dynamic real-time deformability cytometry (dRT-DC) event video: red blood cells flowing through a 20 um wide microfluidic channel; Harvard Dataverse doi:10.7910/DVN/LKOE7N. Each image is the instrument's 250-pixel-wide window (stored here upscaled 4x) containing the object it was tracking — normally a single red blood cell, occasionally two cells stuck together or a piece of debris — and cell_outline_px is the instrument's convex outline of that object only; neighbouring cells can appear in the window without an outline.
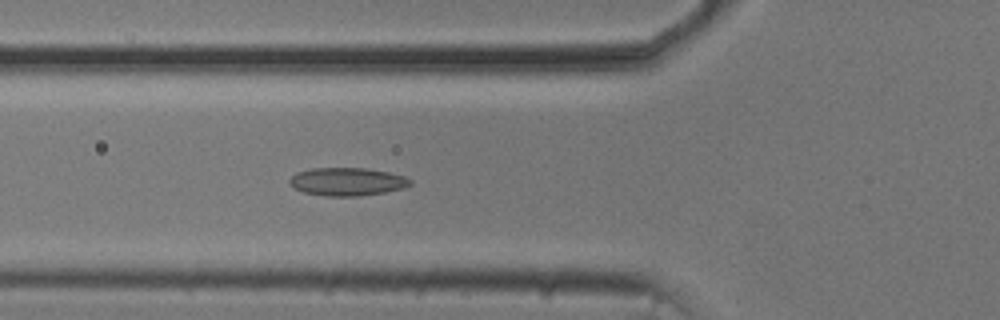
{"species": "common noctule bat (a hibernating species)", "species_latin": "Nyctalus noctula", "temperature_condition": "cold", "stored_images_in_passage": 52, "camera_frame_rate_fps": 3000, "um_per_image_px": 0.085, "animal": {"sex": "male", "body_mass_g": 20.5, "forearm_length_mm": 52.5}, "frame": {"image": 1, "passage_image": 18, "time_ms": 5.667, "image_size_px": [1000, 320], "cell_outline_px": [[412, 184], [404, 188], [384, 192], [360, 196], [324, 196], [304, 192], [288, 184], [288, 180], [296, 172], [312, 168], [368, 168], [388, 172], [404, 176], [412, 180]], "centroid_in_image_um": [29.51, 15.44], "position_along_channel_um": 96.3, "area_um2": 19.83}}
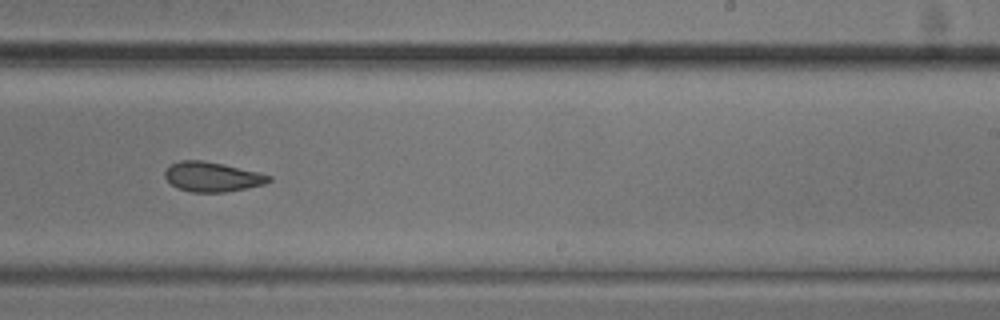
{"frame": {"image": 2, "passage_image": 32, "time_ms": 10.333, "image_size_px": [1000, 320], "cell_outline_px": [[272, 180], [264, 184], [224, 192], [192, 192], [180, 188], [172, 184], [164, 176], [164, 172], [172, 164], [180, 160], [204, 160], [224, 164], [260, 172], [272, 176]], "centroid_in_image_um": [18.07, 15.01], "position_along_channel_um": 270.9, "area_um2": 17.86}}
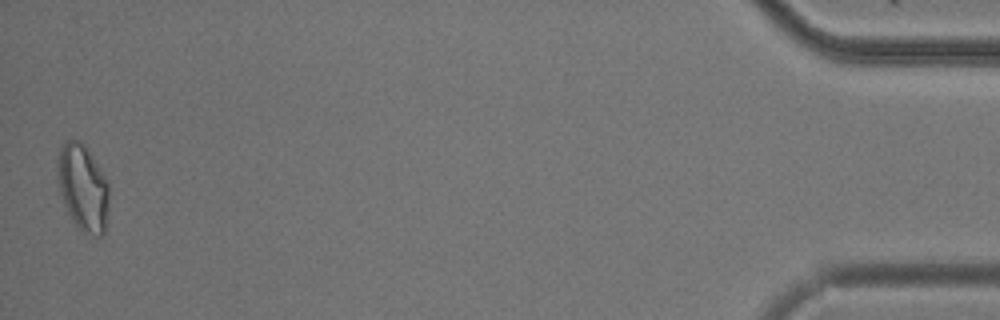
{"frame": {"image": 3, "passage_image": 52, "time_ms": 17.0, "image_size_px": [1000, 320], "cell_outline_px": [[108, 212], [104, 236], [96, 236], [84, 232], [76, 228], [64, 204], [60, 192], [56, 160], [60, 148], [68, 140], [80, 140], [84, 144], [108, 180]], "centroid_in_image_um": [7.06, 15.97], "position_along_channel_um": 428.1, "area_um2": 26.13}, "authors_computed_cell_mechanics": {"area_um2": 19.941, "velocity_mm_per_s": 3.734, "shape_relaxation_time_tau1_ms": null, "shape_relaxation_time_tau2_ms": 1.6474, "deformation_change_tau1": null, "deformation_change_tau2": 0.065}}